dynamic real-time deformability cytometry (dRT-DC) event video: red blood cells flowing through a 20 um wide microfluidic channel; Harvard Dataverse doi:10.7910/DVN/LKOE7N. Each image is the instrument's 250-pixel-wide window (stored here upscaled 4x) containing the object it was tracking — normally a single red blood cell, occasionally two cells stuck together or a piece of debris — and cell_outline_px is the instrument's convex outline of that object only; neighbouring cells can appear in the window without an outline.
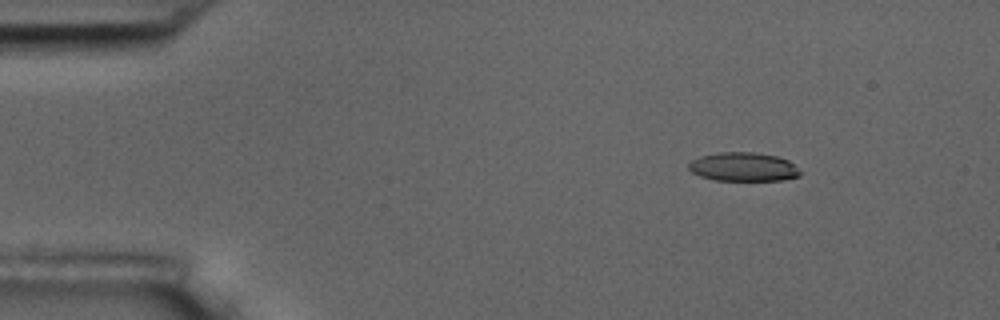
{"species": "common noctule bat (a hibernating species)", "species_latin": "Nyctalus noctula", "temperature_condition": "room temperature", "stored_images_in_passage": 5, "camera_frame_rate_fps": 3000, "um_per_image_px": 0.085, "animal": {"sex": "male", "body_mass_g": 17.5, "forearm_length_mm": 52.3}, "frame": {"image": 1, "passage_image": 1, "time_ms": 0.0, "image_size_px": [1000, 320], "cell_outline_px": [[800, 176], [784, 180], [716, 180], [700, 176], [692, 172], [688, 168], [688, 164], [692, 160], [700, 156], [720, 152], [752, 152], [776, 156], [788, 160], [800, 172]], "centroid_in_image_um": [63.16, 14.18], "position_along_channel_um": 21.8, "area_um2": 18.55}}
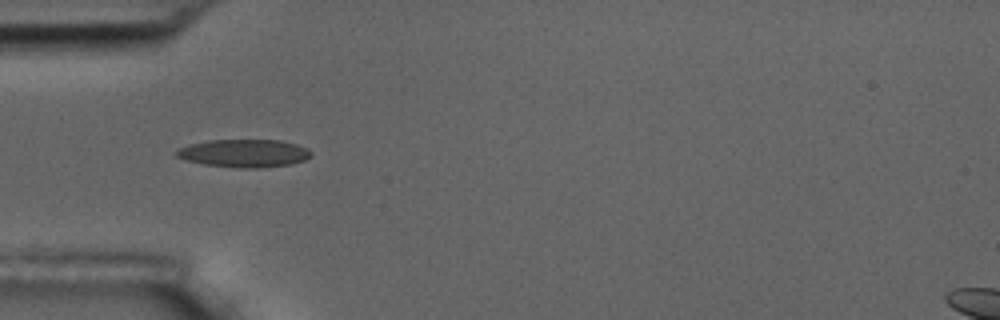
{"frame": {"image": 2, "passage_image": 4, "time_ms": 3.333, "image_size_px": [1000, 320], "cell_outline_px": [[312, 156], [304, 160], [292, 164], [256, 168], [240, 168], [204, 164], [184, 160], [176, 156], [172, 152], [176, 148], [208, 140], [280, 140], [296, 144], [308, 148], [312, 152]], "centroid_in_image_um": [20.73, 13.02], "position_along_channel_um": 64.3, "area_um2": 22.08}}